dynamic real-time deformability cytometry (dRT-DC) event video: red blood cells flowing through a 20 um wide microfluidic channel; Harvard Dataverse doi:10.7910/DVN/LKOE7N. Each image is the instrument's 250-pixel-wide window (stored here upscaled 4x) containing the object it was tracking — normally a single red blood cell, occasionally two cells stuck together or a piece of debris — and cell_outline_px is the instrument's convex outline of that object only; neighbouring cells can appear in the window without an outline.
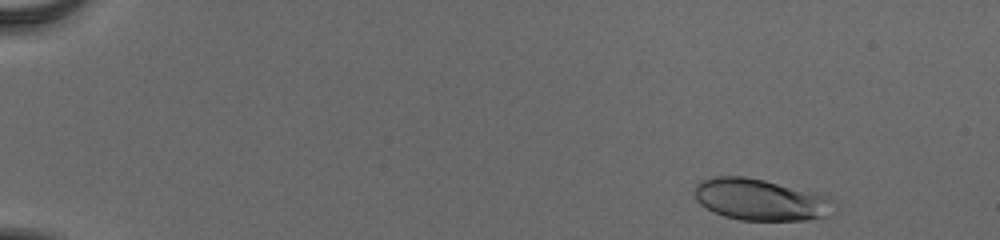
{"species": "human", "species_latin": "Homo sapiens", "temperature_condition": "cold", "stored_images_in_passage": 51, "camera_frame_rate_fps": 3000, "um_per_image_px": 0.085, "donor": {"sex": "male"}, "frame": {"image": 1, "passage_image": 3, "time_ms": 0.667, "image_size_px": [1000, 240], "cell_outline_px": [[832, 216], [808, 220], [740, 220], [724, 216], [712, 212], [700, 204], [696, 200], [692, 192], [696, 184], [700, 180], [712, 176], [744, 176], [764, 180], [828, 196], [832, 200]], "centroid_in_image_um": [64.58, 16.97], "position_along_channel_um": 20.4, "area_um2": 33.99}}
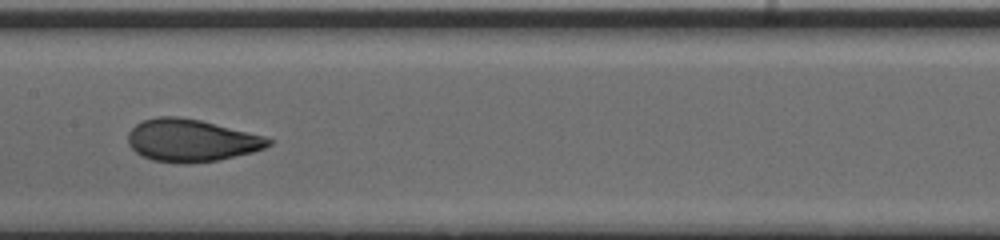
{"frame": {"image": 2, "passage_image": 27, "time_ms": 8.667, "image_size_px": [1000, 240], "cell_outline_px": [[276, 140], [272, 144], [264, 148], [252, 152], [220, 160], [152, 160], [136, 152], [128, 144], [128, 132], [136, 124], [144, 120], [156, 116], [180, 116], [200, 120], [264, 136]], "centroid_in_image_um": [16.28, 11.88], "position_along_channel_um": 191.1, "area_um2": 33.81}}
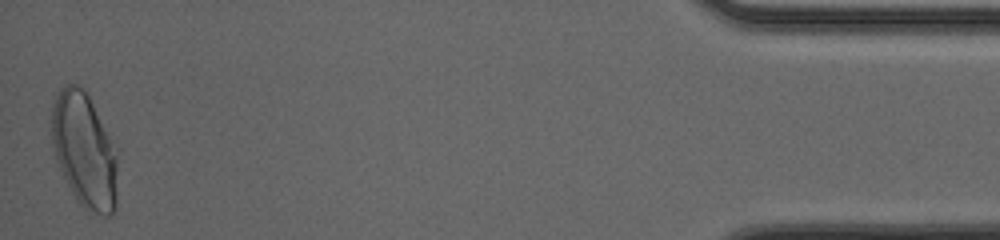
{"frame": {"image": 3, "passage_image": 51, "time_ms": 16.667, "image_size_px": [1000, 240], "cell_outline_px": [[120, 152], [116, 208], [112, 216], [104, 216], [84, 208], [80, 204], [72, 192], [60, 168], [52, 144], [52, 104], [56, 92], [64, 84], [76, 84], [84, 88], [88, 92]], "centroid_in_image_um": [7.25, 12.74], "position_along_channel_um": 428.0, "area_um2": 45.49}, "authors_computed_cell_mechanics": {"area_um2": 34.102, "velocity_mm_per_s": 3.9024, "shape_relaxation_time_tau1_ms": 3.5105, "shape_relaxation_time_tau2_ms": 0.6883, "deformation_change_tau1": 0.1723, "deformation_change_tau2": 0.0597}}